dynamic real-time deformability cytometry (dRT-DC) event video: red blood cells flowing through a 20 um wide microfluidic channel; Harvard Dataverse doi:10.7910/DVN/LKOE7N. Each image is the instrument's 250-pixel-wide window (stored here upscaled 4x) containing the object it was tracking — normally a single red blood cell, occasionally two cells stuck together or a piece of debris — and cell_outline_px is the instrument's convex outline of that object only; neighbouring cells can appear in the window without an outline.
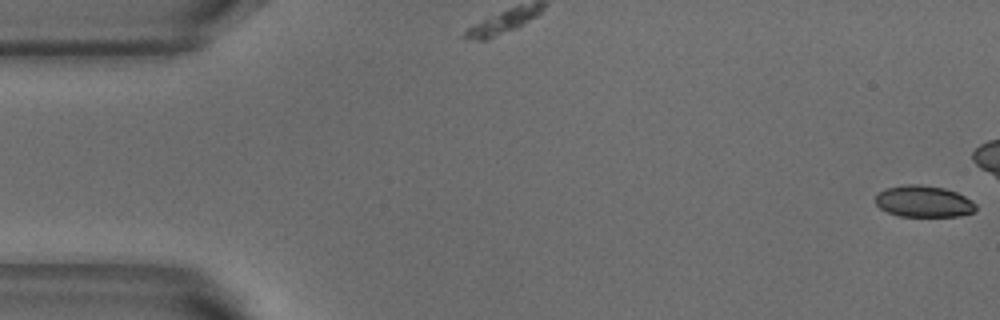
{"species": "common noctule bat (a hibernating species)", "species_latin": "Nyctalus noctula", "temperature_condition": "warm", "stored_images_in_passage": 6, "camera_frame_rate_fps": 3000, "um_per_image_px": 0.085, "animal": {"sex": "male", "body_mass_g": 18.8}, "frame": {"image": 1, "passage_image": 1, "time_ms": 0.0, "image_size_px": [1000, 320], "cell_outline_px": [[976, 208], [972, 212], [960, 216], [900, 216], [888, 212], [880, 208], [876, 204], [876, 196], [884, 188], [904, 184], [920, 184], [944, 188], [956, 192], [972, 200], [976, 204]], "centroid_in_image_um": [78.5, 17.11], "position_along_channel_um": 6.5, "area_um2": 18.44}}